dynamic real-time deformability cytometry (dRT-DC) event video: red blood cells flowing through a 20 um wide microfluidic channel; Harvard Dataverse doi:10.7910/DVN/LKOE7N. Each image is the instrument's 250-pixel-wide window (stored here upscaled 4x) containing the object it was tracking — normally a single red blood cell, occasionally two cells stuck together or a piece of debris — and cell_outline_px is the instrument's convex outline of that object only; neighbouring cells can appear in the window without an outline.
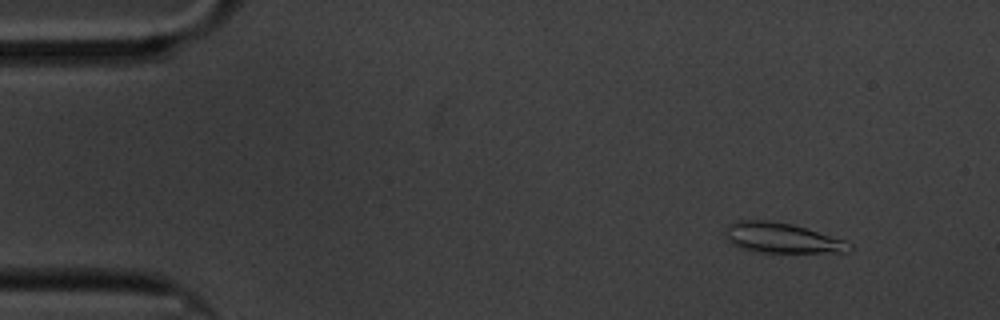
{"species": "common noctule bat (a hibernating species)", "species_latin": "Nyctalus noctula", "temperature_condition": "cold", "stored_images_in_passage": 59, "camera_frame_rate_fps": 3000, "um_per_image_px": 0.085, "animal": {"sex": "male", "body_mass_g": 20.1, "forearm_length_mm": 53.5}, "frame": {"image": 1, "passage_image": 6, "time_ms": 1.667, "image_size_px": [1000, 320], "cell_outline_px": [[852, 248], [848, 252], [760, 252], [740, 248], [732, 244], [728, 240], [724, 232], [728, 224], [740, 220], [764, 220], [792, 224], [844, 240], [852, 244]], "centroid_in_image_um": [66.43, 20.23], "position_along_channel_um": 18.6, "area_um2": 21.56}}
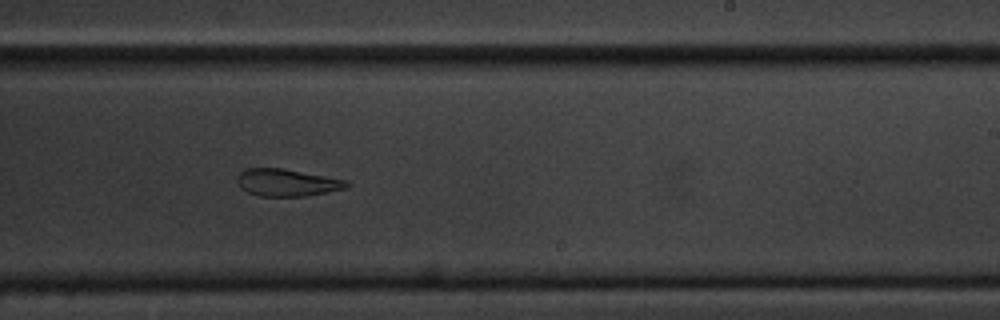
{"frame": {"image": 2, "passage_image": 36, "time_ms": 11.667, "image_size_px": [1000, 320], "cell_outline_px": [[352, 184], [348, 188], [304, 196], [260, 196], [248, 192], [240, 188], [236, 180], [236, 176], [244, 168], [280, 168], [348, 180]], "centroid_in_image_um": [24.39, 15.52], "position_along_channel_um": 264.6, "area_um2": 17.46}}
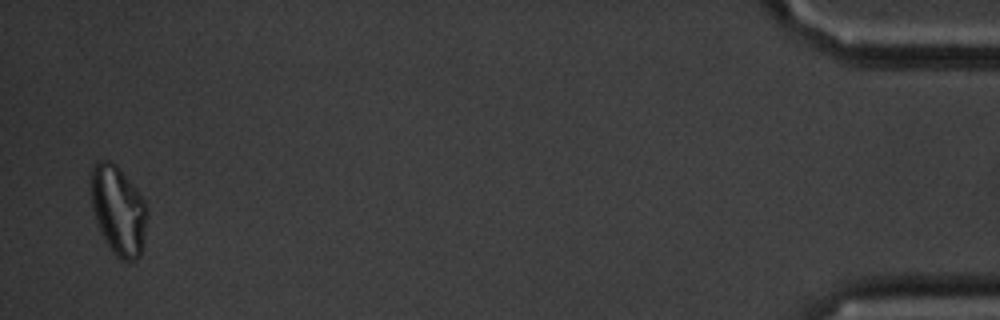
{"frame": {"image": 3, "passage_image": 58, "time_ms": 19.0, "image_size_px": [1000, 320], "cell_outline_px": [[148, 216], [140, 256], [136, 260], [120, 260], [112, 252], [104, 240], [96, 224], [88, 192], [88, 184], [92, 164], [100, 160], [108, 160], [116, 164], [132, 184], [144, 200], [148, 208]], "centroid_in_image_um": [10.0, 17.85], "position_along_channel_um": 425.2, "area_um2": 29.94}, "authors_computed_cell_mechanics": {"area_um2": 19.7098, "velocity_mm_per_s": 3.3542, "shape_relaxation_time_tau1_ms": null, "shape_relaxation_time_tau2_ms": 7.0918, "deformation_change_tau1": null, "deformation_change_tau2": 0.1782}}